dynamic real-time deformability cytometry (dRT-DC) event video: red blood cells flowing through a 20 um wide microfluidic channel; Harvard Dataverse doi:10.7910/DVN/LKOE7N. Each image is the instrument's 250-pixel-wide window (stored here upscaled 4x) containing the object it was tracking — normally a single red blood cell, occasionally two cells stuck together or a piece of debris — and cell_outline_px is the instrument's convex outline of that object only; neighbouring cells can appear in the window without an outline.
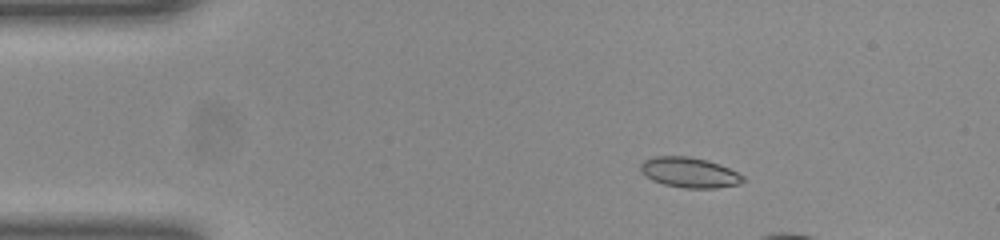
{"species": "common noctule bat (a hibernating species)", "species_latin": "Nyctalus noctula", "temperature_condition": "room temperature", "stored_images_in_passage": 11, "camera_frame_rate_fps": 3000, "um_per_image_px": 0.085, "animal": {"sex": "female", "body_mass_g": 23.0, "forearm_length_mm": 53.4}, "frame": {"image": 1, "passage_image": 1, "time_ms": 0.0, "image_size_px": [1000, 240], "cell_outline_px": [[744, 180], [740, 184], [716, 188], [684, 188], [664, 184], [652, 180], [640, 172], [640, 164], [644, 160], [656, 156], [688, 156], [704, 160], [728, 168], [744, 176]], "centroid_in_image_um": [58.56, 14.67], "position_along_channel_um": 26.4, "area_um2": 17.86}}
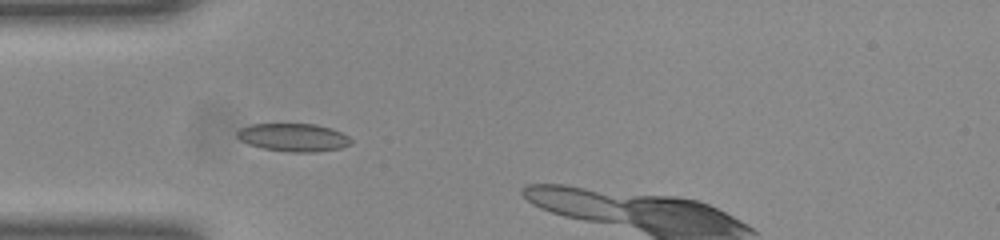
{"frame": {"image": 2, "passage_image": 8, "time_ms": 2.333, "image_size_px": [1000, 240], "cell_outline_px": [[352, 144], [340, 148], [316, 152], [292, 152], [264, 148], [248, 144], [240, 140], [236, 136], [236, 132], [240, 128], [248, 124], [316, 124], [332, 128], [348, 136], [352, 140]], "centroid_in_image_um": [24.94, 11.67], "position_along_channel_um": 60.1, "area_um2": 18.67}}